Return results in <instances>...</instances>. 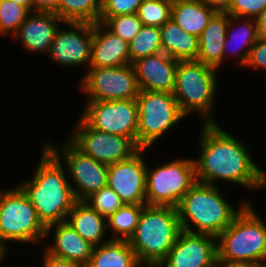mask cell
<instances>
[{"instance_id":"obj_32","label":"cell","mask_w":266,"mask_h":267,"mask_svg":"<svg viewBox=\"0 0 266 267\" xmlns=\"http://www.w3.org/2000/svg\"><path fill=\"white\" fill-rule=\"evenodd\" d=\"M84 202L105 218L125 205L120 196L109 186L102 187L99 191L92 193Z\"/></svg>"},{"instance_id":"obj_33","label":"cell","mask_w":266,"mask_h":267,"mask_svg":"<svg viewBox=\"0 0 266 267\" xmlns=\"http://www.w3.org/2000/svg\"><path fill=\"white\" fill-rule=\"evenodd\" d=\"M112 33L128 43L133 40L143 24L137 14H128L109 17L103 23Z\"/></svg>"},{"instance_id":"obj_28","label":"cell","mask_w":266,"mask_h":267,"mask_svg":"<svg viewBox=\"0 0 266 267\" xmlns=\"http://www.w3.org/2000/svg\"><path fill=\"white\" fill-rule=\"evenodd\" d=\"M102 0H58L54 12L63 21L70 22H99Z\"/></svg>"},{"instance_id":"obj_6","label":"cell","mask_w":266,"mask_h":267,"mask_svg":"<svg viewBox=\"0 0 266 267\" xmlns=\"http://www.w3.org/2000/svg\"><path fill=\"white\" fill-rule=\"evenodd\" d=\"M218 72L197 60L178 61L173 95L187 117L199 114L202 124L218 123L214 116L217 102ZM215 118V119H214Z\"/></svg>"},{"instance_id":"obj_31","label":"cell","mask_w":266,"mask_h":267,"mask_svg":"<svg viewBox=\"0 0 266 267\" xmlns=\"http://www.w3.org/2000/svg\"><path fill=\"white\" fill-rule=\"evenodd\" d=\"M173 0H144L137 15L143 25L161 27L171 19Z\"/></svg>"},{"instance_id":"obj_22","label":"cell","mask_w":266,"mask_h":267,"mask_svg":"<svg viewBox=\"0 0 266 267\" xmlns=\"http://www.w3.org/2000/svg\"><path fill=\"white\" fill-rule=\"evenodd\" d=\"M229 26L228 13H216L199 36L197 61L216 68L224 63L223 46Z\"/></svg>"},{"instance_id":"obj_40","label":"cell","mask_w":266,"mask_h":267,"mask_svg":"<svg viewBox=\"0 0 266 267\" xmlns=\"http://www.w3.org/2000/svg\"><path fill=\"white\" fill-rule=\"evenodd\" d=\"M257 27L259 36L266 40V7L263 9L261 14L257 17Z\"/></svg>"},{"instance_id":"obj_36","label":"cell","mask_w":266,"mask_h":267,"mask_svg":"<svg viewBox=\"0 0 266 267\" xmlns=\"http://www.w3.org/2000/svg\"><path fill=\"white\" fill-rule=\"evenodd\" d=\"M254 70H266V40L259 37L250 49L247 61L243 66ZM263 69V70H262Z\"/></svg>"},{"instance_id":"obj_29","label":"cell","mask_w":266,"mask_h":267,"mask_svg":"<svg viewBox=\"0 0 266 267\" xmlns=\"http://www.w3.org/2000/svg\"><path fill=\"white\" fill-rule=\"evenodd\" d=\"M159 52H162L160 27L143 25L129 42L130 64Z\"/></svg>"},{"instance_id":"obj_1","label":"cell","mask_w":266,"mask_h":267,"mask_svg":"<svg viewBox=\"0 0 266 267\" xmlns=\"http://www.w3.org/2000/svg\"><path fill=\"white\" fill-rule=\"evenodd\" d=\"M219 123L203 124L199 133V156L194 159L196 179L219 186L235 184L250 192L266 191V170L252 156L244 140L229 134Z\"/></svg>"},{"instance_id":"obj_16","label":"cell","mask_w":266,"mask_h":267,"mask_svg":"<svg viewBox=\"0 0 266 267\" xmlns=\"http://www.w3.org/2000/svg\"><path fill=\"white\" fill-rule=\"evenodd\" d=\"M217 237L181 231L158 267H216Z\"/></svg>"},{"instance_id":"obj_12","label":"cell","mask_w":266,"mask_h":267,"mask_svg":"<svg viewBox=\"0 0 266 267\" xmlns=\"http://www.w3.org/2000/svg\"><path fill=\"white\" fill-rule=\"evenodd\" d=\"M68 139L85 155L107 166L126 160L140 148L126 136L90 127L80 116Z\"/></svg>"},{"instance_id":"obj_11","label":"cell","mask_w":266,"mask_h":267,"mask_svg":"<svg viewBox=\"0 0 266 267\" xmlns=\"http://www.w3.org/2000/svg\"><path fill=\"white\" fill-rule=\"evenodd\" d=\"M79 78L80 93L86 101L136 99L139 86L132 64L118 67H89Z\"/></svg>"},{"instance_id":"obj_17","label":"cell","mask_w":266,"mask_h":267,"mask_svg":"<svg viewBox=\"0 0 266 267\" xmlns=\"http://www.w3.org/2000/svg\"><path fill=\"white\" fill-rule=\"evenodd\" d=\"M63 20L54 12L32 11L12 36L30 54H48Z\"/></svg>"},{"instance_id":"obj_37","label":"cell","mask_w":266,"mask_h":267,"mask_svg":"<svg viewBox=\"0 0 266 267\" xmlns=\"http://www.w3.org/2000/svg\"><path fill=\"white\" fill-rule=\"evenodd\" d=\"M41 250V267H83L81 264L58 258L48 253L43 247Z\"/></svg>"},{"instance_id":"obj_13","label":"cell","mask_w":266,"mask_h":267,"mask_svg":"<svg viewBox=\"0 0 266 267\" xmlns=\"http://www.w3.org/2000/svg\"><path fill=\"white\" fill-rule=\"evenodd\" d=\"M80 117L93 129L129 137L137 145L136 99L86 101Z\"/></svg>"},{"instance_id":"obj_19","label":"cell","mask_w":266,"mask_h":267,"mask_svg":"<svg viewBox=\"0 0 266 267\" xmlns=\"http://www.w3.org/2000/svg\"><path fill=\"white\" fill-rule=\"evenodd\" d=\"M177 63L164 52L134 61L132 65L139 89L173 93Z\"/></svg>"},{"instance_id":"obj_8","label":"cell","mask_w":266,"mask_h":267,"mask_svg":"<svg viewBox=\"0 0 266 267\" xmlns=\"http://www.w3.org/2000/svg\"><path fill=\"white\" fill-rule=\"evenodd\" d=\"M136 102L139 148L151 149L186 117L181 112L173 93L140 90Z\"/></svg>"},{"instance_id":"obj_26","label":"cell","mask_w":266,"mask_h":267,"mask_svg":"<svg viewBox=\"0 0 266 267\" xmlns=\"http://www.w3.org/2000/svg\"><path fill=\"white\" fill-rule=\"evenodd\" d=\"M85 267H143L128 240H110L94 246Z\"/></svg>"},{"instance_id":"obj_30","label":"cell","mask_w":266,"mask_h":267,"mask_svg":"<svg viewBox=\"0 0 266 267\" xmlns=\"http://www.w3.org/2000/svg\"><path fill=\"white\" fill-rule=\"evenodd\" d=\"M30 11L11 0H0V37L13 36Z\"/></svg>"},{"instance_id":"obj_18","label":"cell","mask_w":266,"mask_h":267,"mask_svg":"<svg viewBox=\"0 0 266 267\" xmlns=\"http://www.w3.org/2000/svg\"><path fill=\"white\" fill-rule=\"evenodd\" d=\"M43 245L51 255L76 262L83 267L88 264L94 249V246L84 240L66 221L52 224L46 228Z\"/></svg>"},{"instance_id":"obj_43","label":"cell","mask_w":266,"mask_h":267,"mask_svg":"<svg viewBox=\"0 0 266 267\" xmlns=\"http://www.w3.org/2000/svg\"><path fill=\"white\" fill-rule=\"evenodd\" d=\"M216 267H252L249 265H237V264H225L222 262H217Z\"/></svg>"},{"instance_id":"obj_41","label":"cell","mask_w":266,"mask_h":267,"mask_svg":"<svg viewBox=\"0 0 266 267\" xmlns=\"http://www.w3.org/2000/svg\"><path fill=\"white\" fill-rule=\"evenodd\" d=\"M9 246H7L1 239H0V264L7 258L6 255H9Z\"/></svg>"},{"instance_id":"obj_38","label":"cell","mask_w":266,"mask_h":267,"mask_svg":"<svg viewBox=\"0 0 266 267\" xmlns=\"http://www.w3.org/2000/svg\"><path fill=\"white\" fill-rule=\"evenodd\" d=\"M33 11L55 12L58 0H32Z\"/></svg>"},{"instance_id":"obj_3","label":"cell","mask_w":266,"mask_h":267,"mask_svg":"<svg viewBox=\"0 0 266 267\" xmlns=\"http://www.w3.org/2000/svg\"><path fill=\"white\" fill-rule=\"evenodd\" d=\"M222 191L219 186L197 181L176 207L181 229L218 237L250 202L248 198L243 199L236 208Z\"/></svg>"},{"instance_id":"obj_5","label":"cell","mask_w":266,"mask_h":267,"mask_svg":"<svg viewBox=\"0 0 266 267\" xmlns=\"http://www.w3.org/2000/svg\"><path fill=\"white\" fill-rule=\"evenodd\" d=\"M181 231L175 207L144 205L129 243L142 266L158 267L176 243Z\"/></svg>"},{"instance_id":"obj_2","label":"cell","mask_w":266,"mask_h":267,"mask_svg":"<svg viewBox=\"0 0 266 267\" xmlns=\"http://www.w3.org/2000/svg\"><path fill=\"white\" fill-rule=\"evenodd\" d=\"M39 164L32 177L17 183L36 210L42 224L65 222L77 202L65 166L42 143Z\"/></svg>"},{"instance_id":"obj_21","label":"cell","mask_w":266,"mask_h":267,"mask_svg":"<svg viewBox=\"0 0 266 267\" xmlns=\"http://www.w3.org/2000/svg\"><path fill=\"white\" fill-rule=\"evenodd\" d=\"M259 37L256 19L229 15V26L223 46L224 62L232 56L231 59H236V64L243 68L250 49Z\"/></svg>"},{"instance_id":"obj_23","label":"cell","mask_w":266,"mask_h":267,"mask_svg":"<svg viewBox=\"0 0 266 267\" xmlns=\"http://www.w3.org/2000/svg\"><path fill=\"white\" fill-rule=\"evenodd\" d=\"M66 222L93 246H98L111 240L106 237L108 232L107 218L101 216L84 201H77L74 204L66 217Z\"/></svg>"},{"instance_id":"obj_15","label":"cell","mask_w":266,"mask_h":267,"mask_svg":"<svg viewBox=\"0 0 266 267\" xmlns=\"http://www.w3.org/2000/svg\"><path fill=\"white\" fill-rule=\"evenodd\" d=\"M147 148H140L130 158L108 166L107 186L125 204L146 205ZM144 155V156H143Z\"/></svg>"},{"instance_id":"obj_42","label":"cell","mask_w":266,"mask_h":267,"mask_svg":"<svg viewBox=\"0 0 266 267\" xmlns=\"http://www.w3.org/2000/svg\"><path fill=\"white\" fill-rule=\"evenodd\" d=\"M17 4L25 6L30 12L33 11L32 0H11Z\"/></svg>"},{"instance_id":"obj_10","label":"cell","mask_w":266,"mask_h":267,"mask_svg":"<svg viewBox=\"0 0 266 267\" xmlns=\"http://www.w3.org/2000/svg\"><path fill=\"white\" fill-rule=\"evenodd\" d=\"M42 143L65 166L77 201H84L92 193L107 186L108 166L85 155L68 138L61 145L53 144L46 138Z\"/></svg>"},{"instance_id":"obj_7","label":"cell","mask_w":266,"mask_h":267,"mask_svg":"<svg viewBox=\"0 0 266 267\" xmlns=\"http://www.w3.org/2000/svg\"><path fill=\"white\" fill-rule=\"evenodd\" d=\"M0 189V239L7 245L43 244L46 227L18 185ZM10 244H9V243Z\"/></svg>"},{"instance_id":"obj_25","label":"cell","mask_w":266,"mask_h":267,"mask_svg":"<svg viewBox=\"0 0 266 267\" xmlns=\"http://www.w3.org/2000/svg\"><path fill=\"white\" fill-rule=\"evenodd\" d=\"M162 52L177 61L197 60L199 38L185 32L172 19L160 27Z\"/></svg>"},{"instance_id":"obj_14","label":"cell","mask_w":266,"mask_h":267,"mask_svg":"<svg viewBox=\"0 0 266 267\" xmlns=\"http://www.w3.org/2000/svg\"><path fill=\"white\" fill-rule=\"evenodd\" d=\"M61 25L47 54L49 61L59 67L80 66L84 67L83 71L85 67L87 70L91 59L93 23L63 21Z\"/></svg>"},{"instance_id":"obj_39","label":"cell","mask_w":266,"mask_h":267,"mask_svg":"<svg viewBox=\"0 0 266 267\" xmlns=\"http://www.w3.org/2000/svg\"><path fill=\"white\" fill-rule=\"evenodd\" d=\"M204 2L217 13H227L231 5V0H204Z\"/></svg>"},{"instance_id":"obj_9","label":"cell","mask_w":266,"mask_h":267,"mask_svg":"<svg viewBox=\"0 0 266 267\" xmlns=\"http://www.w3.org/2000/svg\"><path fill=\"white\" fill-rule=\"evenodd\" d=\"M146 171V205L177 207L197 182L193 158L167 161Z\"/></svg>"},{"instance_id":"obj_20","label":"cell","mask_w":266,"mask_h":267,"mask_svg":"<svg viewBox=\"0 0 266 267\" xmlns=\"http://www.w3.org/2000/svg\"><path fill=\"white\" fill-rule=\"evenodd\" d=\"M130 64L129 43L112 33L103 23H93L89 67H118Z\"/></svg>"},{"instance_id":"obj_27","label":"cell","mask_w":266,"mask_h":267,"mask_svg":"<svg viewBox=\"0 0 266 267\" xmlns=\"http://www.w3.org/2000/svg\"><path fill=\"white\" fill-rule=\"evenodd\" d=\"M144 205L125 204L107 218L111 240H128L134 235ZM112 235V236H111Z\"/></svg>"},{"instance_id":"obj_24","label":"cell","mask_w":266,"mask_h":267,"mask_svg":"<svg viewBox=\"0 0 266 267\" xmlns=\"http://www.w3.org/2000/svg\"><path fill=\"white\" fill-rule=\"evenodd\" d=\"M216 13L204 0H173L171 7V19L198 38Z\"/></svg>"},{"instance_id":"obj_34","label":"cell","mask_w":266,"mask_h":267,"mask_svg":"<svg viewBox=\"0 0 266 267\" xmlns=\"http://www.w3.org/2000/svg\"><path fill=\"white\" fill-rule=\"evenodd\" d=\"M144 0H102L99 22L104 23L109 17L137 14Z\"/></svg>"},{"instance_id":"obj_4","label":"cell","mask_w":266,"mask_h":267,"mask_svg":"<svg viewBox=\"0 0 266 267\" xmlns=\"http://www.w3.org/2000/svg\"><path fill=\"white\" fill-rule=\"evenodd\" d=\"M254 208L253 202H247L217 237L219 262L252 267L266 264V222Z\"/></svg>"},{"instance_id":"obj_35","label":"cell","mask_w":266,"mask_h":267,"mask_svg":"<svg viewBox=\"0 0 266 267\" xmlns=\"http://www.w3.org/2000/svg\"><path fill=\"white\" fill-rule=\"evenodd\" d=\"M266 7V0H231L229 15L241 18H254Z\"/></svg>"}]
</instances>
